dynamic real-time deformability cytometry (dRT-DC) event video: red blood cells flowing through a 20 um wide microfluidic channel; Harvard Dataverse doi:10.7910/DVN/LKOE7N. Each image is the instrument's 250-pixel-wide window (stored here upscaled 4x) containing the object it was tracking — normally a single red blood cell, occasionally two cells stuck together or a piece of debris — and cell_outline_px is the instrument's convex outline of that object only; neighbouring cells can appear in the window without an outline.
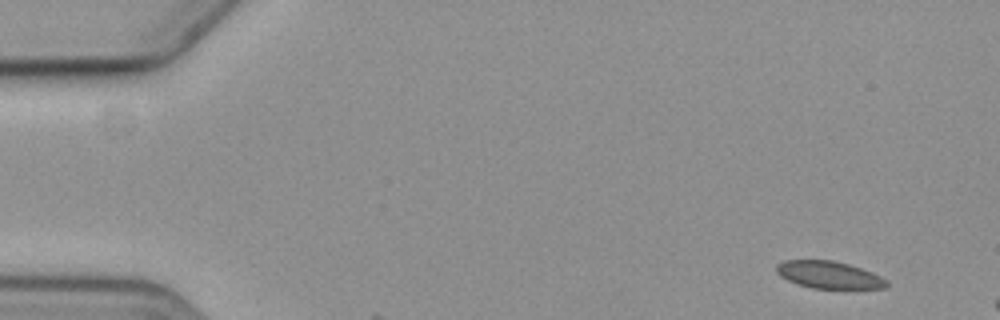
{"species": "common noctule bat (a hibernating species)", "species_latin": "Nyctalus noctula", "temperature_condition": "cold", "stored_images_in_passage": 3, "camera_frame_rate_fps": 3000, "um_per_image_px": 0.085, "animal": {"sex": "female", "body_mass_g": 19.3, "forearm_length_mm": 54.1}, "frame": {"image": 1, "passage_image": 1, "time_ms": 0.0, "image_size_px": [1000, 320], "cell_outline_px": [[888, 284], [884, 288], [812, 288], [796, 284], [780, 276], [776, 272], [776, 264], [784, 260], [832, 260], [848, 264], [872, 272], [888, 280]], "centroid_in_image_um": [70.43, 23.35], "position_along_channel_um": 14.6, "area_um2": 17.46}}